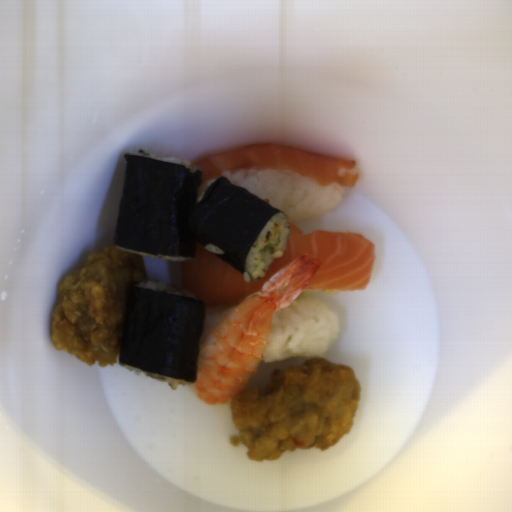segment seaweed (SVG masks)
Segmentation results:
<instances>
[{
    "mask_svg": "<svg viewBox=\"0 0 512 512\" xmlns=\"http://www.w3.org/2000/svg\"><path fill=\"white\" fill-rule=\"evenodd\" d=\"M204 321L199 300L137 285L128 297L118 362L196 383Z\"/></svg>",
    "mask_w": 512,
    "mask_h": 512,
    "instance_id": "2",
    "label": "seaweed"
},
{
    "mask_svg": "<svg viewBox=\"0 0 512 512\" xmlns=\"http://www.w3.org/2000/svg\"><path fill=\"white\" fill-rule=\"evenodd\" d=\"M202 170L124 154L121 201L113 244L134 251L185 257L196 243L222 250L218 255L244 276L247 255L268 221L282 210L224 176L197 201Z\"/></svg>",
    "mask_w": 512,
    "mask_h": 512,
    "instance_id": "1",
    "label": "seaweed"
}]
</instances>
